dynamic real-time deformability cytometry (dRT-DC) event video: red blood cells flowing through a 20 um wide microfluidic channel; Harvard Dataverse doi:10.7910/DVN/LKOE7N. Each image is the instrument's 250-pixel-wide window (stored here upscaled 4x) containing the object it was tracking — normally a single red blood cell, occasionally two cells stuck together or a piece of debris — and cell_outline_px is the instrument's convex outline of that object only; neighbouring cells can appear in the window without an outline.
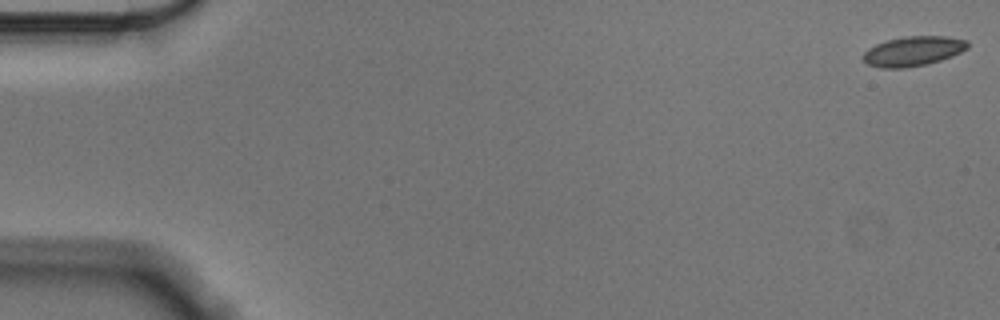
{"species": "Egyptian fruit bat (a non-hibernating species)", "species_latin": "Rousettus aegyptiacus", "temperature_condition": "cold", "stored_images_in_passage": 57, "camera_frame_rate_fps": 3000, "um_per_image_px": 0.085, "animal": {"sex": "male"}, "frame": {"image": 1, "passage_image": 1, "time_ms": 0.0, "image_size_px": [1000, 320], "cell_outline_px": [[968, 48], [952, 56], [928, 64], [904, 68], [880, 68], [868, 64], [860, 56], [868, 48], [876, 44], [888, 40], [904, 36], [944, 36], [968, 40]], "centroid_in_image_um": [77.6, 4.35], "position_along_channel_um": 7.4, "area_um2": 18.15}}
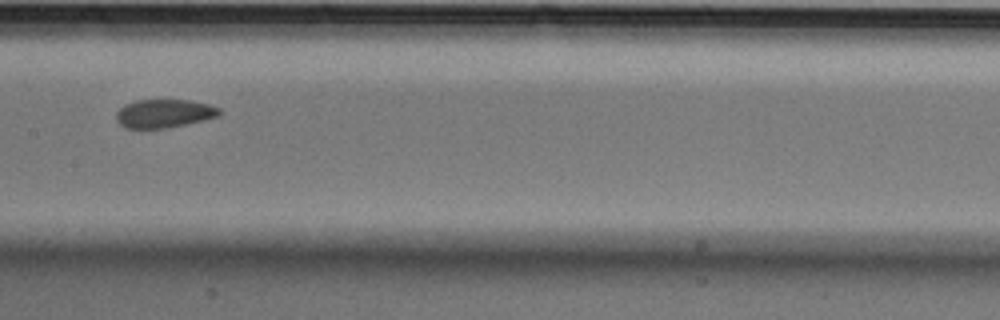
{"frame": {"image": 2, "passage_image": 29, "time_ms": 9.333, "image_size_px": [1000, 320], "cell_outline_px": [[220, 116], [204, 120], [164, 128], [124, 128], [116, 120], [116, 112], [124, 104], [136, 100], [188, 100], [208, 104], [220, 108]], "centroid_in_image_um": [13.93, 9.64], "position_along_channel_um": 193.5, "area_um2": 17.05}}
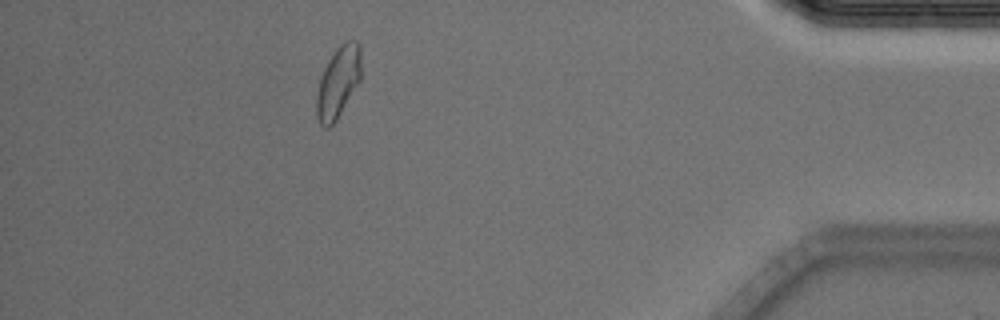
{"frame": {"image": 3, "passage_image": 51, "time_ms": 16.667, "image_size_px": [1000, 320], "cell_outline_px": [[360, 80], [336, 120], [328, 128], [324, 128], [320, 124], [316, 116], [316, 96], [320, 80], [324, 68], [328, 60], [336, 48], [344, 40], [356, 40], [360, 44]], "centroid_in_image_um": [28.73, 6.97], "position_along_channel_um": 406.5, "area_um2": 18.44}, "authors_computed_cell_mechanics": {"area_um2": 18.0914, "velocity_mm_per_s": 3.5374, "shape_relaxation_time_tau1_ms": 11.0891, "shape_relaxation_time_tau2_ms": 2.4448, "deformation_change_tau1": 0.1397, "deformation_change_tau2": 0.0675}}